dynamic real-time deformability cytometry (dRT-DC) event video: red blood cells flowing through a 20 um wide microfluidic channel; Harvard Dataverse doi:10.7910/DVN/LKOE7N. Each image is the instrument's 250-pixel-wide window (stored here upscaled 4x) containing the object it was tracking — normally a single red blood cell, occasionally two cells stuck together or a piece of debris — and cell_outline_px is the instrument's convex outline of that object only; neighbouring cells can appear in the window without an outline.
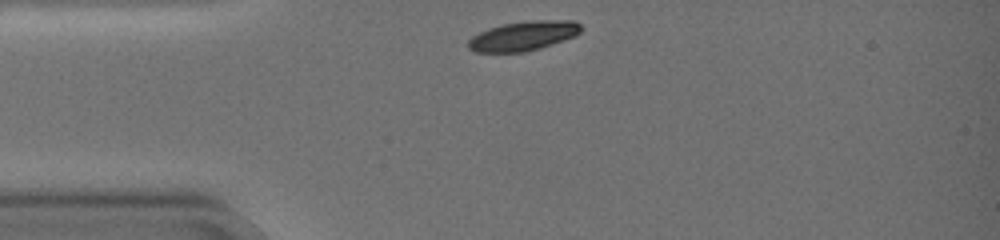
{"species": "common noctule bat (a hibernating species)", "species_latin": "Nyctalus noctula", "temperature_condition": "warm", "stored_images_in_passage": 36, "camera_frame_rate_fps": 3000, "um_per_image_px": 0.085, "animal": {"sex": "female", "body_mass_g": 19.0, "forearm_length_mm": 51.5}, "frame": {"image": 1, "passage_image": 1, "time_ms": 0.0, "image_size_px": [1000, 240], "cell_outline_px": [[580, 32], [572, 36], [524, 52], [476, 52], [468, 48], [468, 40], [472, 36], [488, 28], [504, 24], [528, 20], [572, 20], [580, 24]], "centroid_in_image_um": [44.41, 3.03], "position_along_channel_um": 40.6, "area_um2": 18.9}}
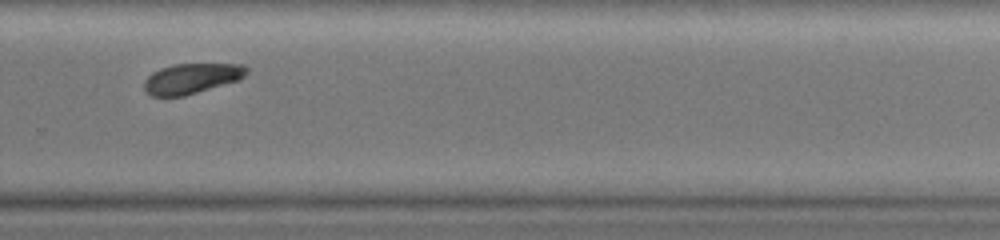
{"frame": {"image": 2, "passage_image": 26, "time_ms": 8.333, "image_size_px": [1000, 240], "cell_outline_px": [[248, 72], [240, 80], [184, 96], [152, 96], [144, 88], [144, 80], [152, 72], [160, 68], [176, 64], [244, 64], [248, 68]], "centroid_in_image_um": [16.31, 6.66], "position_along_channel_um": 313.5, "area_um2": 18.09}}
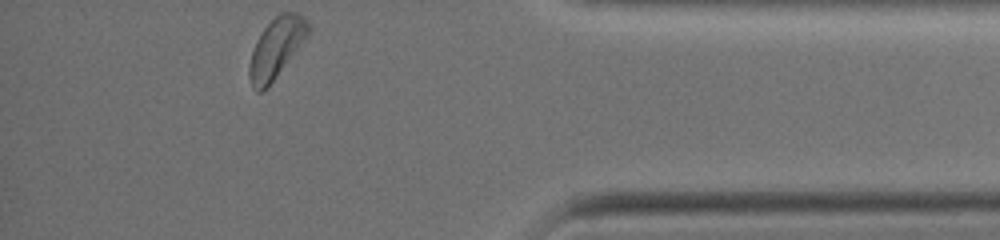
{"frame": {"image": 3, "passage_image": 36, "time_ms": 11.667, "image_size_px": [1000, 240], "cell_outline_px": [[308, 32], [268, 88], [260, 92], [256, 92], [252, 88], [248, 76], [248, 68], [252, 52], [256, 40], [264, 28], [280, 12], [296, 12], [304, 16], [308, 24]], "centroid_in_image_um": [23.42, 4.1], "position_along_channel_um": 411.8, "area_um2": 20.06}, "authors_computed_cell_mechanics": {"area_um2": 19.6231, "velocity_mm_per_s": 3.5552, "shape_relaxation_time_tau1_ms": 2.7558, "shape_relaxation_time_tau2_ms": null, "deformation_change_tau1": 0.1241, "deformation_change_tau2": null}}